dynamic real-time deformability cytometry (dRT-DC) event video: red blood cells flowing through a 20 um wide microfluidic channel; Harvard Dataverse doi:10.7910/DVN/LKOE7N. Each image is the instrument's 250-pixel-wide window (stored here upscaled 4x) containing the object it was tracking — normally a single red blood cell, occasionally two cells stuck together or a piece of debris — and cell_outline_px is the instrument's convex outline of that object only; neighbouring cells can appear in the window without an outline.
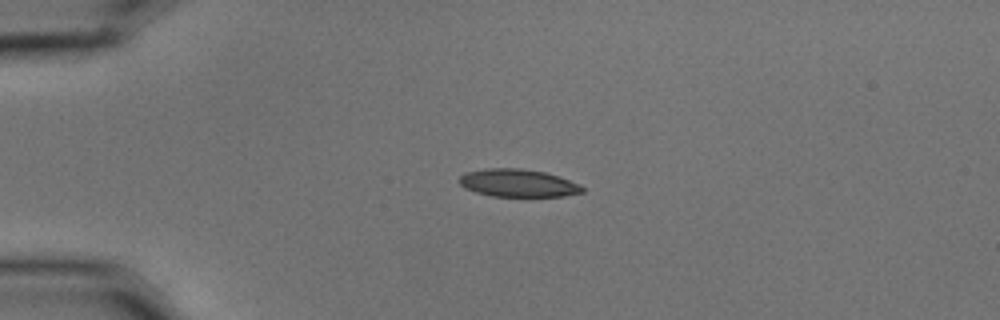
{"species": "common noctule bat (a hibernating species)", "species_latin": "Nyctalus noctula", "temperature_condition": "cold", "stored_images_in_passage": 4, "camera_frame_rate_fps": 3000, "um_per_image_px": 0.085, "animal": {"sex": "male", "body_mass_g": 15.6}, "frame": {"image": 1, "passage_image": 3, "time_ms": 0.667, "image_size_px": [1000, 320], "cell_outline_px": [[584, 192], [564, 196], [492, 196], [476, 192], [464, 188], [460, 184], [460, 176], [464, 172], [484, 168], [520, 168], [544, 172], [580, 184], [584, 188]], "centroid_in_image_um": [44.0, 15.55], "position_along_channel_um": 41.0, "area_um2": 19.83}}